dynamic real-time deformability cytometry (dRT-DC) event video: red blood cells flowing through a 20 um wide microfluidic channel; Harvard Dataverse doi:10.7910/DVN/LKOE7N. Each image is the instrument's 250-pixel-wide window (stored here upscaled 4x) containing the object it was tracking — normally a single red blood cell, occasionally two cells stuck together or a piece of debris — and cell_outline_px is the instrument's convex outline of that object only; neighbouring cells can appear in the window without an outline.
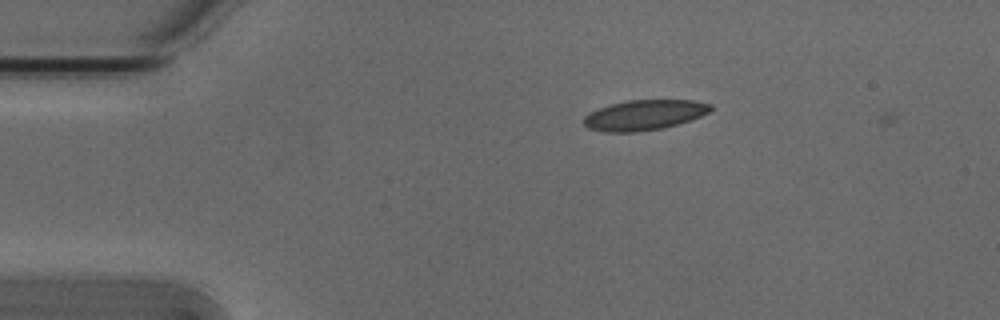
{"species": "Egyptian fruit bat (a non-hibernating species)", "species_latin": "Rousettus aegyptiacus", "temperature_condition": "cold", "stored_images_in_passage": 5, "camera_frame_rate_fps": 3000, "um_per_image_px": 0.085, "animal": {"sex": "male"}, "frame": {"image": 1, "passage_image": 4, "time_ms": 1.0, "image_size_px": [1000, 320], "cell_outline_px": [[712, 108], [708, 112], [692, 120], [664, 128], [636, 132], [604, 132], [588, 128], [584, 124], [584, 116], [600, 108], [612, 104], [628, 100], [692, 100], [712, 104]], "centroid_in_image_um": [54.79, 9.78], "position_along_channel_um": 30.2, "area_um2": 22.25}}